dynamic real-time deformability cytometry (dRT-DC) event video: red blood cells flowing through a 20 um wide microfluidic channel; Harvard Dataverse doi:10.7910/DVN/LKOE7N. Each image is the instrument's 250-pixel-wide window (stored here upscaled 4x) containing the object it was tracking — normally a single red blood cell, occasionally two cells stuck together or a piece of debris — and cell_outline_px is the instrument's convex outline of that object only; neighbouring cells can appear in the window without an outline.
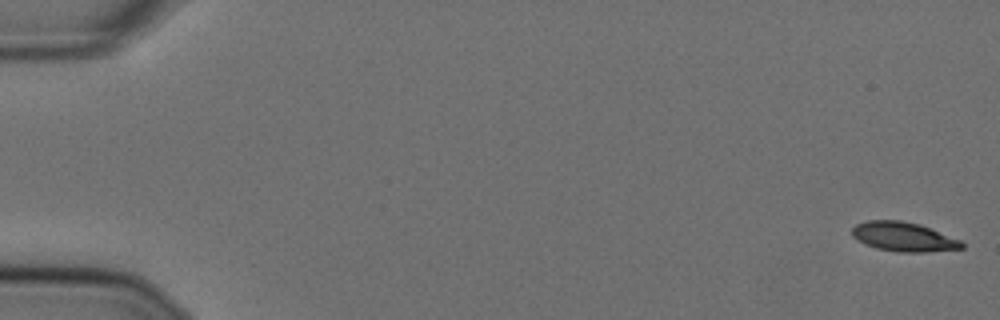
{"species": "Egyptian fruit bat (a non-hibernating species)", "species_latin": "Rousettus aegyptiacus", "temperature_condition": "cold", "stored_images_in_passage": 56, "camera_frame_rate_fps": 3000, "um_per_image_px": 0.085, "animal": {"sex": "female"}, "frame": {"image": 1, "passage_image": 1, "time_ms": 0.0, "image_size_px": [1000, 320], "cell_outline_px": [[964, 248], [924, 252], [896, 252], [876, 248], [864, 244], [852, 236], [852, 228], [856, 224], [868, 220], [900, 220], [920, 224], [960, 240], [964, 244]], "centroid_in_image_um": [76.78, 20.12], "position_along_channel_um": 8.2, "area_um2": 18.73}}
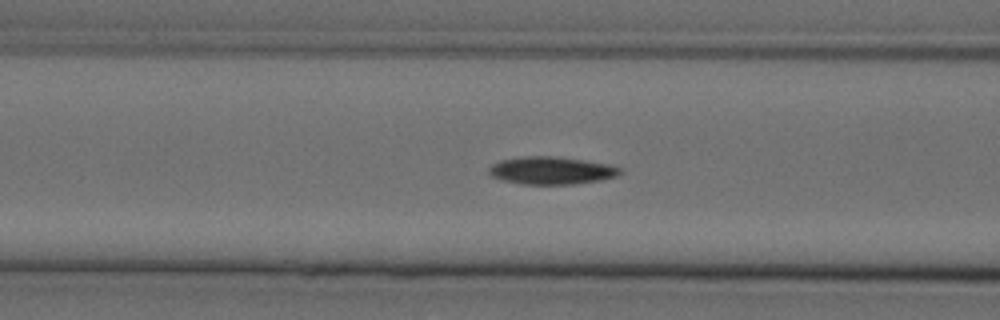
{"frame": {"image": 2, "passage_image": 23, "time_ms": 7.333, "image_size_px": [1000, 320], "cell_outline_px": [[624, 172], [616, 176], [600, 180], [572, 184], [524, 184], [500, 180], [492, 176], [488, 172], [488, 168], [492, 164], [500, 160], [524, 156], [556, 156], [612, 164], [620, 168]], "centroid_in_image_um": [46.87, 14.48], "position_along_channel_um": 119.7, "area_um2": 21.27}}
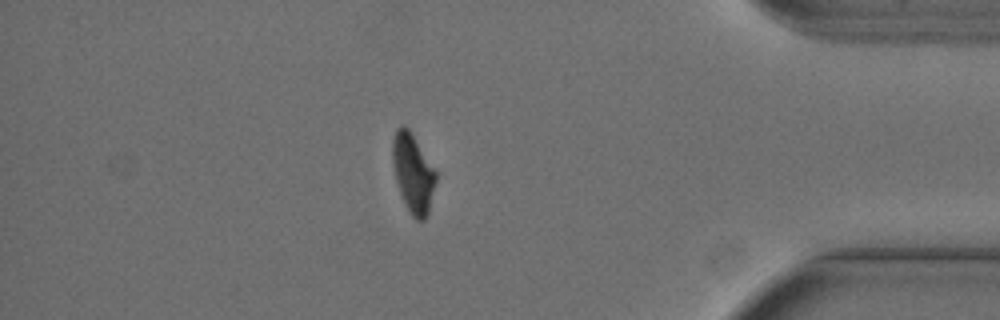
{"frame": {"image": 3, "passage_image": 49, "time_ms": 16.0, "image_size_px": [1000, 320], "cell_outline_px": [[436, 180], [428, 216], [424, 220], [416, 220], [408, 212], [404, 204], [396, 180], [392, 164], [392, 140], [396, 128], [400, 124], [404, 124], [408, 128], [436, 172]], "centroid_in_image_um": [35.08, 14.74], "position_along_channel_um": 400.1, "area_um2": 19.94}, "authors_computed_cell_mechanics": {"area_um2": 20.3745, "velocity_mm_per_s": 3.6124, "shape_relaxation_time_tau1_ms": 4.7464, "shape_relaxation_time_tau2_ms": null, "deformation_change_tau1": 0.1615, "deformation_change_tau2": null}}